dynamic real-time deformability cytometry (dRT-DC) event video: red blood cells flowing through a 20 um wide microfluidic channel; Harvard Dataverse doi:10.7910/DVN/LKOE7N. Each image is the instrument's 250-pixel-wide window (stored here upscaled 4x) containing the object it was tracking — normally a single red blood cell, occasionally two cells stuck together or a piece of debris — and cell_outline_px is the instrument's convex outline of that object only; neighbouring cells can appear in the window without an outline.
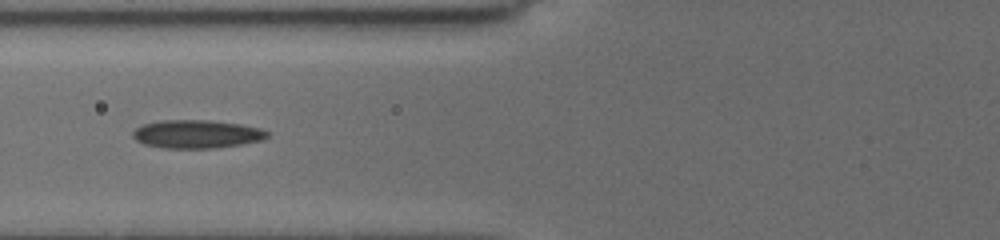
{"species": "common noctule bat (a hibernating species)", "species_latin": "Nyctalus noctula", "temperature_condition": "cold", "stored_images_in_passage": 11, "camera_frame_rate_fps": 3000, "um_per_image_px": 0.085, "animal": {"sex": "female", "body_mass_g": 19.5, "forearm_length_mm": 54.1}, "frame": {"image": 1, "passage_image": 10, "time_ms": 4.667, "image_size_px": [1000, 240], "cell_outline_px": [[272, 132], [264, 140], [216, 148], [164, 148], [144, 144], [136, 140], [132, 136], [132, 132], [136, 128], [144, 124], [160, 120], [212, 120], [240, 124], [260, 128]], "centroid_in_image_um": [16.75, 11.39], "position_along_channel_um": 109.0, "area_um2": 22.31}}